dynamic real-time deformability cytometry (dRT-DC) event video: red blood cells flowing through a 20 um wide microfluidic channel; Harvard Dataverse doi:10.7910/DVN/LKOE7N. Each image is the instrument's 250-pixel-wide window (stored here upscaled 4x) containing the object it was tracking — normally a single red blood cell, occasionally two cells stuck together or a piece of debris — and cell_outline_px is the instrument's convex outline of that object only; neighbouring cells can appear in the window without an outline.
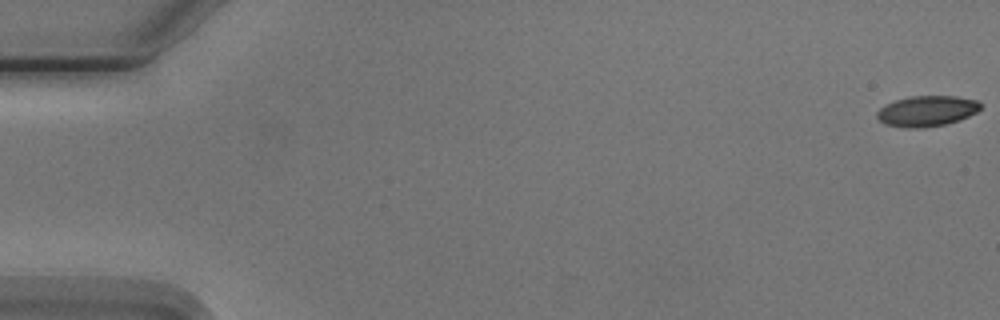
{"species": "Egyptian fruit bat (a non-hibernating species)", "species_latin": "Rousettus aegyptiacus", "temperature_condition": "cold", "stored_images_in_passage": 7, "camera_frame_rate_fps": 3000, "um_per_image_px": 0.085, "animal": {"sex": "male"}, "frame": {"image": 1, "passage_image": 1, "time_ms": 0.0, "image_size_px": [1000, 320], "cell_outline_px": [[980, 108], [976, 112], [960, 120], [944, 124], [924, 128], [908, 128], [884, 124], [876, 116], [876, 112], [884, 104], [896, 100], [912, 96], [956, 96], [980, 100]], "centroid_in_image_um": [78.77, 9.43], "position_along_channel_um": 6.2, "area_um2": 18.55}}
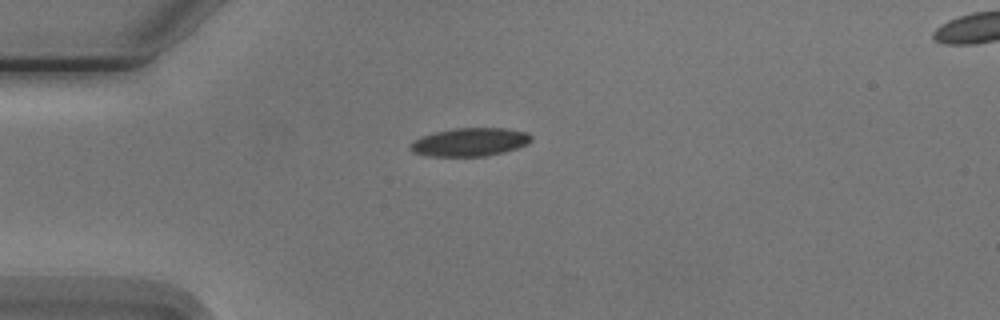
{"frame": {"image": 2, "passage_image": 5, "time_ms": 4.667, "image_size_px": [1000, 320], "cell_outline_px": [[532, 140], [528, 144], [504, 152], [488, 156], [424, 156], [412, 152], [408, 148], [408, 144], [412, 140], [436, 132], [456, 128], [504, 128], [528, 132], [532, 136]], "centroid_in_image_um": [39.92, 12.08], "position_along_channel_um": 45.1, "area_um2": 20.11}}
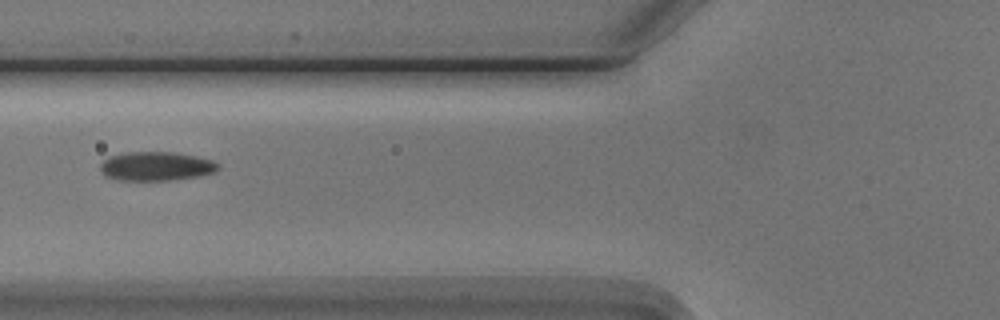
{"frame": {"image": 3, "passage_image": 7, "time_ms": 7.0, "image_size_px": [1000, 320], "cell_outline_px": [[220, 168], [212, 172], [196, 176], [168, 180], [116, 180], [104, 176], [100, 172], [100, 164], [108, 156], [124, 152], [172, 152], [196, 156], [212, 160], [220, 164]], "centroid_in_image_um": [13.21, 14.12], "position_along_channel_um": 112.6, "area_um2": 19.94}}